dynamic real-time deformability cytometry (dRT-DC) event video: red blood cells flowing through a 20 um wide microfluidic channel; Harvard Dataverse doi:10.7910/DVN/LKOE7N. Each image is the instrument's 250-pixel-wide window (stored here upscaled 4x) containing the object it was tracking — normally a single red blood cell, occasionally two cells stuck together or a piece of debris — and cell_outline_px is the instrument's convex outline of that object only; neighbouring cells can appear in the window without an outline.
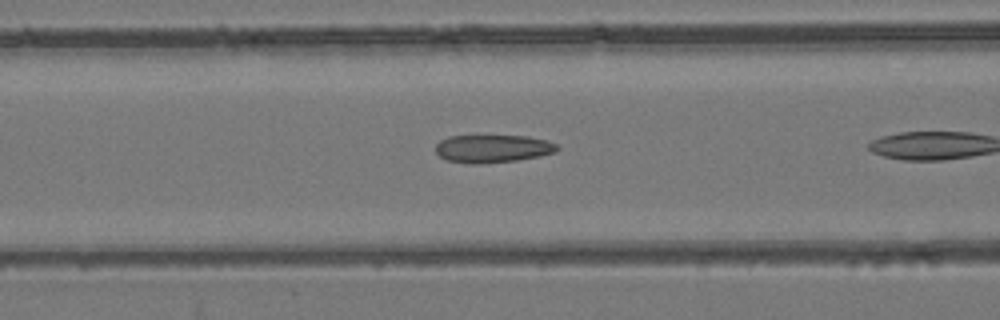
{"species": "common noctule bat (a hibernating species)", "species_latin": "Nyctalus noctula", "temperature_condition": "room temperature", "stored_images_in_passage": 10, "camera_frame_rate_fps": 3000, "um_per_image_px": 0.085, "animal": {"sex": "female", "body_mass_g": 24.6, "forearm_length_mm": 56.2}, "frame": {"image": 1, "passage_image": 6, "time_ms": 1.667, "image_size_px": [1000, 320], "cell_outline_px": [[560, 148], [556, 152], [540, 156], [516, 160], [480, 164], [468, 164], [448, 160], [440, 156], [436, 152], [436, 144], [440, 140], [448, 136], [528, 136], [548, 140], [556, 144]], "centroid_in_image_um": [41.89, 12.63], "position_along_channel_um": 124.7, "area_um2": 19.83}}
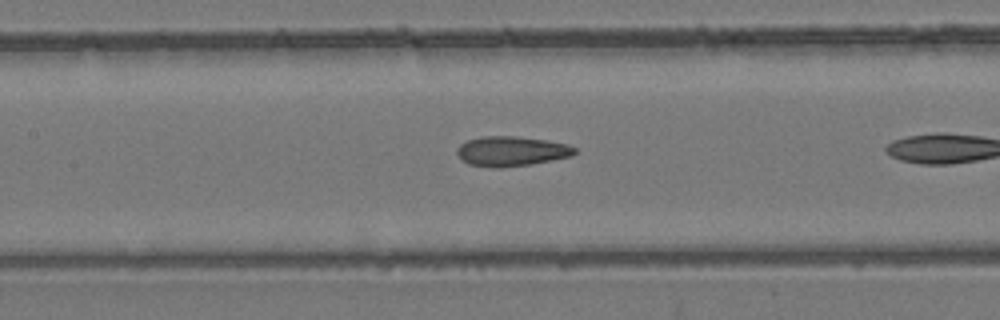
{"frame": {"image": 2, "passage_image": 9, "time_ms": 2.667, "image_size_px": [1000, 320], "cell_outline_px": [[576, 152], [572, 156], [552, 160], [528, 164], [500, 168], [468, 164], [460, 160], [456, 152], [456, 148], [460, 144], [468, 140], [480, 136], [516, 136], [548, 140], [568, 144], [576, 148]], "centroid_in_image_um": [43.45, 12.84], "position_along_channel_um": 164.0, "area_um2": 20.58}}